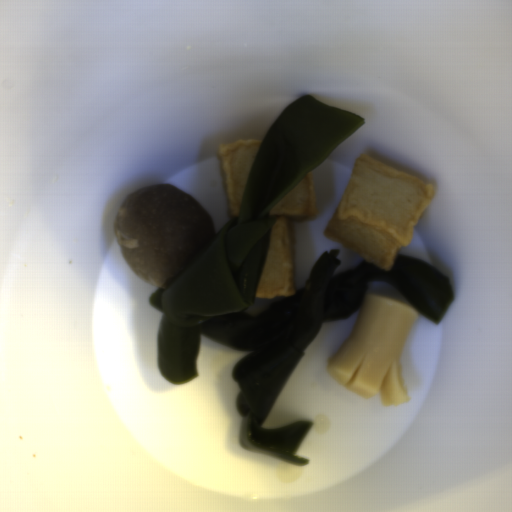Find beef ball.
I'll return each mask as SVG.
<instances>
[{
    "mask_svg": "<svg viewBox=\"0 0 512 512\" xmlns=\"http://www.w3.org/2000/svg\"><path fill=\"white\" fill-rule=\"evenodd\" d=\"M117 247L129 269L165 289L216 235L215 223L175 184H150L129 193L114 222Z\"/></svg>",
    "mask_w": 512,
    "mask_h": 512,
    "instance_id": "beef-ball-1",
    "label": "beef ball"
}]
</instances>
